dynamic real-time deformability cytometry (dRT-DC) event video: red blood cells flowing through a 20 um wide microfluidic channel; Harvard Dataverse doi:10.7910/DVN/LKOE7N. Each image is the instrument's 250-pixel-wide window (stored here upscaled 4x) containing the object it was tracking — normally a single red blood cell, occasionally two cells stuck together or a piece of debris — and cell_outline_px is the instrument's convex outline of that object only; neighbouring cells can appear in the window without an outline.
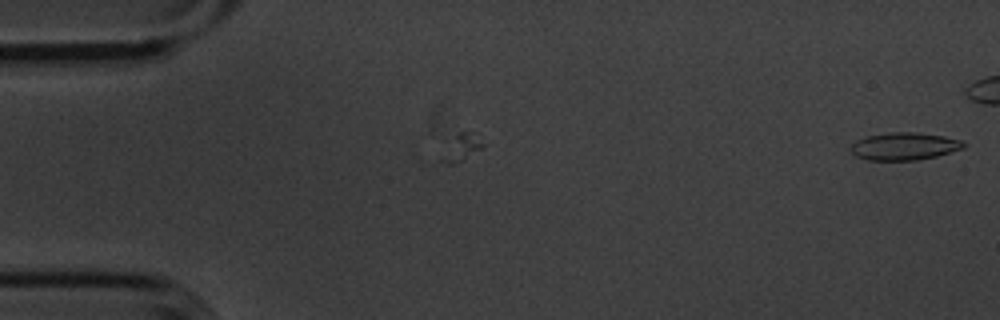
{"species": "common noctule bat (a hibernating species)", "species_latin": "Nyctalus noctula", "temperature_condition": "cold", "stored_images_in_passage": 7, "camera_frame_rate_fps": 3000, "um_per_image_px": 0.085, "animal": {"sex": "male", "body_mass_g": 20.1, "forearm_length_mm": 53.5}, "frame": {"image": 1, "passage_image": 7, "time_ms": 2.0, "image_size_px": [1000, 320], "cell_outline_px": [[964, 148], [936, 156], [916, 160], [868, 160], [856, 156], [852, 152], [852, 144], [856, 140], [868, 136], [888, 132], [916, 132], [944, 136], [964, 140]], "centroid_in_image_um": [76.89, 12.42], "position_along_channel_um": 8.1, "area_um2": 18.03}}